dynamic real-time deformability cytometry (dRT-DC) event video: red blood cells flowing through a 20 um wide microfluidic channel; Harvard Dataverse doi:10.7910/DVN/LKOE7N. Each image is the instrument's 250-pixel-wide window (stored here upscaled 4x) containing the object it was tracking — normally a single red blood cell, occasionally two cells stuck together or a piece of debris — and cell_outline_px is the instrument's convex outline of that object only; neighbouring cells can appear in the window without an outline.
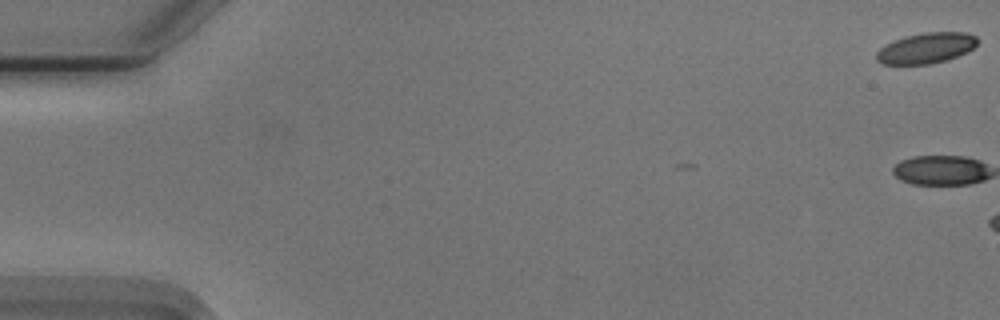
{"species": "Egyptian fruit bat (a non-hibernating species)", "species_latin": "Rousettus aegyptiacus", "temperature_condition": "cold", "stored_images_in_passage": 9, "camera_frame_rate_fps": 3000, "um_per_image_px": 0.085, "animal": {"sex": "male"}, "frame": {"image": 1, "passage_image": 1, "time_ms": 0.0, "image_size_px": [1000, 320], "cell_outline_px": [[976, 44], [972, 48], [956, 56], [932, 64], [880, 64], [876, 60], [876, 52], [880, 48], [896, 40], [908, 36], [924, 32], [964, 32], [976, 36]], "centroid_in_image_um": [78.69, 4.09], "position_along_channel_um": 6.3, "area_um2": 17.63}}